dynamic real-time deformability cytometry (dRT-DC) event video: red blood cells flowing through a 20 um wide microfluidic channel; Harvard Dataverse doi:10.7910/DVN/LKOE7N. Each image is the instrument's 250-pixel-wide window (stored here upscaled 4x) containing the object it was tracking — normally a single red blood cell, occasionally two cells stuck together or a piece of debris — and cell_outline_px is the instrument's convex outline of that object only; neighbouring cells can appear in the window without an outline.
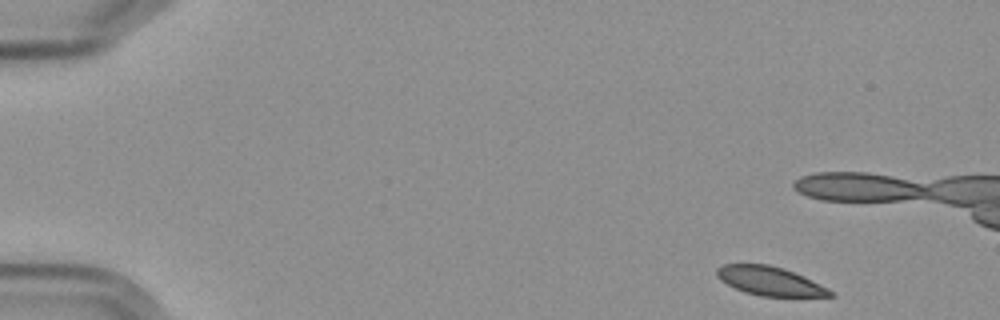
{"species": "Egyptian fruit bat (a non-hibernating species)", "species_latin": "Rousettus aegyptiacus", "temperature_condition": "cold", "stored_images_in_passage": 3, "camera_frame_rate_fps": 3000, "um_per_image_px": 0.085, "frame": {"image": 1, "passage_image": 1, "time_ms": 0.0, "image_size_px": [1000, 320], "cell_outline_px": [[836, 296], [760, 296], [744, 292], [720, 280], [716, 276], [716, 268], [724, 264], [768, 264], [784, 268], [804, 276], [828, 288]], "centroid_in_image_um": [65.42, 23.88], "position_along_channel_um": 19.6, "area_um2": 19.02}}